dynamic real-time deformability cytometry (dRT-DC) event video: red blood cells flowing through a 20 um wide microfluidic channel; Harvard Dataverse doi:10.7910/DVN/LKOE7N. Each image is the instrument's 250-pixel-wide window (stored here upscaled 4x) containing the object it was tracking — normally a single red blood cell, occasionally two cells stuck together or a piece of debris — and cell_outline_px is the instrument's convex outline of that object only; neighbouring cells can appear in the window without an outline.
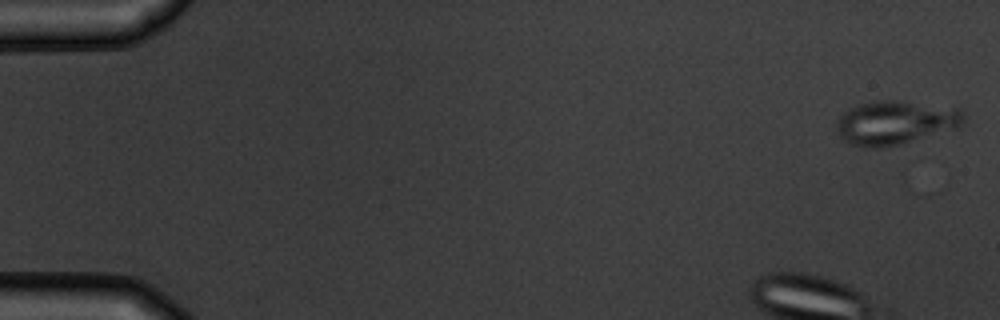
{"species": "common noctule bat (a hibernating species)", "species_latin": "Nyctalus noctula", "temperature_condition": "warm", "stored_images_in_passage": 7, "camera_frame_rate_fps": 3000, "um_per_image_px": 0.085, "animal": {"sex": "male", "body_mass_g": 19.5, "forearm_length_mm": 54.6}, "frame": {"image": 1, "passage_image": 1, "time_ms": 0.0, "image_size_px": [1000, 320], "cell_outline_px": [[964, 120], [960, 124], [900, 144], [880, 148], [864, 148], [848, 144], [840, 136], [836, 128], [836, 120], [848, 108], [856, 104], [876, 100], [896, 100], [960, 108], [964, 116]], "centroid_in_image_um": [75.97, 10.4], "position_along_channel_um": 9.0, "area_um2": 32.08}}
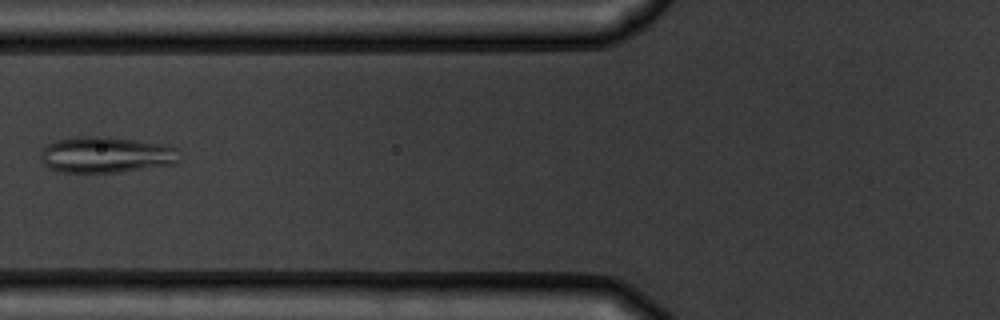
{"frame": {"image": 2, "passage_image": 6, "time_ms": 6.667, "image_size_px": [1000, 320], "cell_outline_px": [[180, 160], [172, 164], [120, 172], [60, 172], [48, 168], [40, 160], [40, 152], [48, 144], [56, 140], [80, 136], [104, 136], [168, 144], [176, 148]], "centroid_in_image_um": [9.0, 13.15], "position_along_channel_um": 116.8, "area_um2": 29.36}}